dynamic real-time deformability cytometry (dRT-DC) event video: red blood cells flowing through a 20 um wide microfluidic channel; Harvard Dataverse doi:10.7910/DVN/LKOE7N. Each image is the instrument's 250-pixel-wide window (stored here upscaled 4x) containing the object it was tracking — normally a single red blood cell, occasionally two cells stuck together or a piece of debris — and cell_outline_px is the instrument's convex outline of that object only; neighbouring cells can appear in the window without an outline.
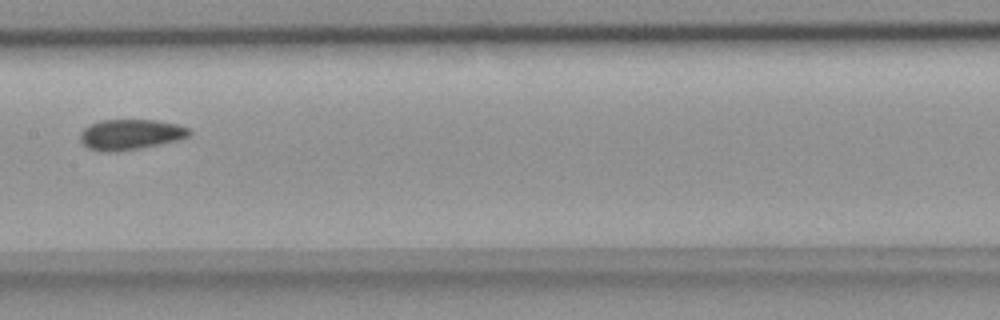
{"species": "common noctule bat (a hibernating species)", "species_latin": "Nyctalus noctula", "temperature_condition": "room temperature", "stored_images_in_passage": 5, "camera_frame_rate_fps": 3000, "um_per_image_px": 0.085, "animal": {"sex": "female", "body_mass_g": 18.4}, "frame": {"image": 1, "passage_image": 5, "time_ms": 1.333, "image_size_px": [1000, 320], "cell_outline_px": [[192, 132], [188, 136], [176, 140], [140, 148], [116, 152], [100, 152], [88, 148], [80, 140], [80, 132], [88, 124], [100, 120], [156, 120], [176, 124], [188, 128]], "centroid_in_image_um": [11.03, 11.43], "position_along_channel_um": 196.4, "area_um2": 19.36}}